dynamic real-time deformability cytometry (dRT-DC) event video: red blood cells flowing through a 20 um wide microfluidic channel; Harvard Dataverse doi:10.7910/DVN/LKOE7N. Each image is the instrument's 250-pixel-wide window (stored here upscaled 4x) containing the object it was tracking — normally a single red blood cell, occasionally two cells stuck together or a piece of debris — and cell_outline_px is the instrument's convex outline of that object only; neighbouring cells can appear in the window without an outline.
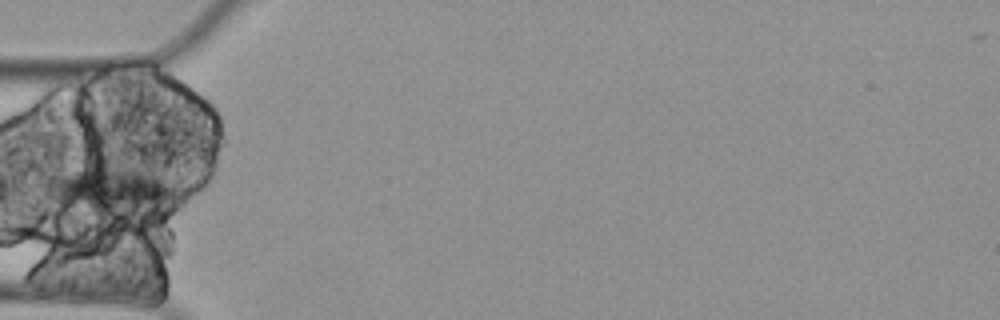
{"species": "Egyptian fruit bat (a non-hibernating species)", "species_latin": "Rousettus aegyptiacus", "temperature_condition": "cold", "stored_images_in_passage": 5, "segment_of_instrument_passage": [2, 2], "camera_frame_rate_fps": 3000, "um_per_image_px": 0.085, "animal": {"sex": "female"}, "frame": {"image": 1, "passage_image": 5, "time_ms": 1.333, "image_size_px": [1000, 320], "cell_outline_px": [[184, 200], [168, 216], [116, 220], [72, 208], [60, 204], [48, 196], [44, 188], [44, 184], [48, 176], [52, 172], [76, 168], [88, 168], [168, 172]], "centroid_in_image_um": [9.78, 16.35], "position_along_channel_um": 75.2, "area_um2": 40.69}}